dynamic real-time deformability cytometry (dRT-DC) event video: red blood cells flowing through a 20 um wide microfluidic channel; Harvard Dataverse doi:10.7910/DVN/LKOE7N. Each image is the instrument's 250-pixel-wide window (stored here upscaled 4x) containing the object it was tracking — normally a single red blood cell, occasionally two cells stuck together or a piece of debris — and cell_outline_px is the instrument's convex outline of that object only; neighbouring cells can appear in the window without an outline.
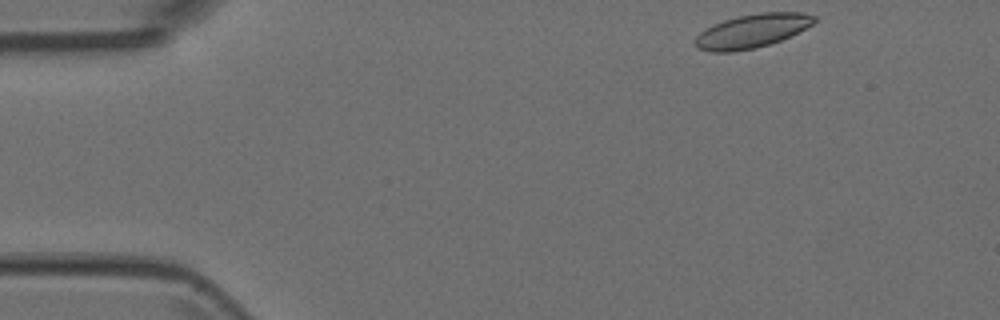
{"species": "Egyptian fruit bat (a non-hibernating species)", "species_latin": "Rousettus aegyptiacus", "temperature_condition": "room temperature", "stored_images_in_passage": 6, "camera_frame_rate_fps": 3000, "um_per_image_px": 0.085, "animal": {"sex": "female"}, "frame": {"image": 1, "passage_image": 1, "time_ms": 0.0, "image_size_px": [1000, 320], "cell_outline_px": [[816, 20], [812, 24], [780, 40], [756, 48], [732, 52], [712, 52], [696, 48], [696, 36], [700, 32], [724, 20], [740, 16], [760, 12], [804, 12], [816, 16]], "centroid_in_image_um": [63.92, 2.63], "position_along_channel_um": 21.1, "area_um2": 23.0}}
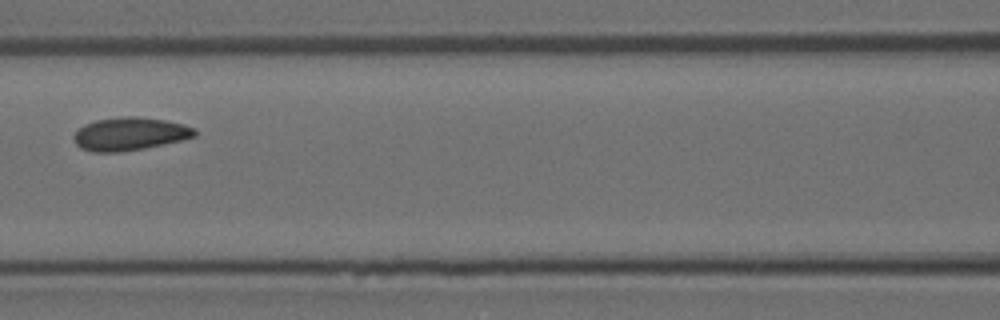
{"frame": {"image": 2, "passage_image": 5, "time_ms": 1.333, "image_size_px": [1000, 320], "cell_outline_px": [[196, 136], [164, 144], [144, 148], [120, 152], [92, 152], [80, 148], [76, 144], [72, 136], [84, 124], [96, 120], [120, 116], [136, 116], [164, 120], [184, 124], [196, 128]], "centroid_in_image_um": [11.02, 11.38], "position_along_channel_um": 155.6, "area_um2": 23.35}}
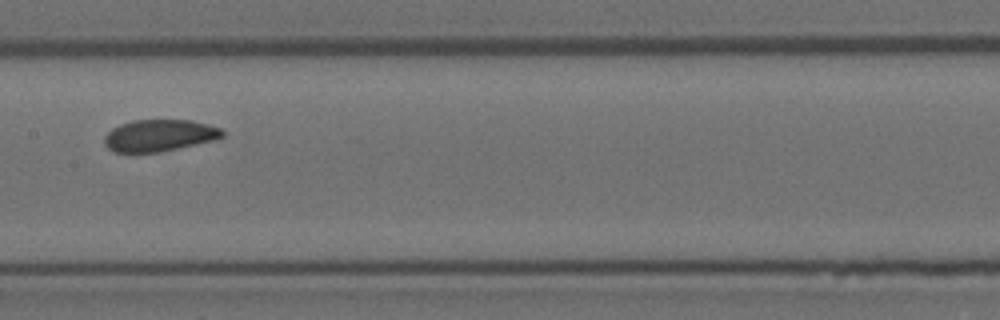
{"frame": {"image": 3, "passage_image": 6, "time_ms": 1.667, "image_size_px": [1000, 320], "cell_outline_px": [[224, 136], [212, 140], [176, 148], [156, 152], [116, 152], [108, 148], [104, 144], [104, 136], [112, 128], [120, 124], [132, 120], [192, 120], [220, 128], [224, 132]], "centroid_in_image_um": [13.5, 11.5], "position_along_channel_um": 193.9, "area_um2": 21.56}}